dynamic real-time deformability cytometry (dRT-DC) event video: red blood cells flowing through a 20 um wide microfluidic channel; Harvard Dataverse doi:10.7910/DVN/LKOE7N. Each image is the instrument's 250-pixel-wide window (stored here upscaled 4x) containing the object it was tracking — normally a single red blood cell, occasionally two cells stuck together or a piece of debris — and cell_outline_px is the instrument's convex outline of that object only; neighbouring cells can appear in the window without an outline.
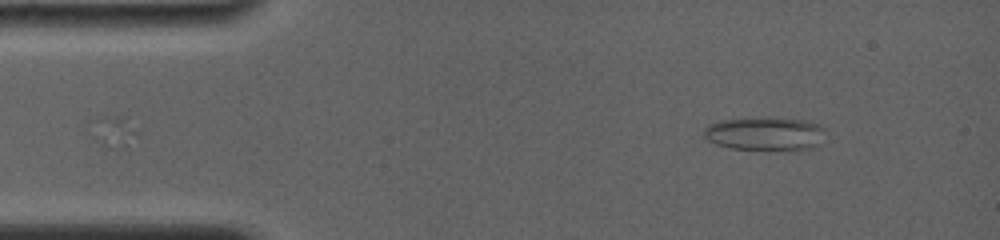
{"species": "common noctule bat (a hibernating species)", "species_latin": "Nyctalus noctula", "temperature_condition": "room temperature", "stored_images_in_passage": 5, "camera_frame_rate_fps": 4000, "um_per_image_px": 0.085, "animal": {"sex": "female", "body_mass_g": 19.0, "forearm_length_mm": 56.7}, "frame": {"image": 1, "passage_image": 5, "time_ms": 4.75, "image_size_px": [1000, 240], "cell_outline_px": [[824, 128], [820, 144], [812, 148], [732, 148], [716, 144], [708, 140], [704, 136], [704, 128], [708, 124], [720, 120], [760, 116], [772, 116], [808, 120], [820, 124]], "centroid_in_image_um": [65.01, 11.29], "position_along_channel_um": 20.0, "area_um2": 23.7}}